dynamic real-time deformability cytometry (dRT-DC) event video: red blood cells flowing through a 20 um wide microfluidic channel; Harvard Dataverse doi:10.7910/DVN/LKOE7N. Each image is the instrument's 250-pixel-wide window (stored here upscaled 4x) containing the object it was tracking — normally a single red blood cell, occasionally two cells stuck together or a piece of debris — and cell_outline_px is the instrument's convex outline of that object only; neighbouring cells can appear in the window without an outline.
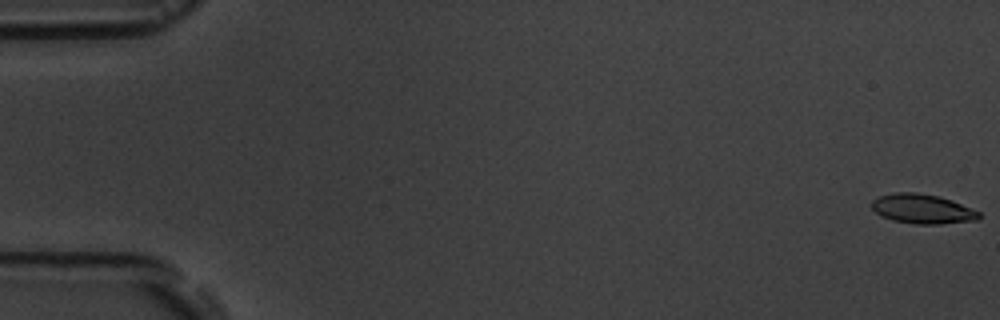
{"species": "common noctule bat (a hibernating species)", "species_latin": "Nyctalus noctula", "temperature_condition": "room temperature", "stored_images_in_passage": 5, "camera_frame_rate_fps": 3000, "um_per_image_px": 0.085, "animal": {"sex": "male", "body_mass_g": 19.5, "forearm_length_mm": 54.6}, "frame": {"image": 1, "passage_image": 1, "time_ms": 0.0, "image_size_px": [1000, 320], "cell_outline_px": [[980, 220], [940, 224], [916, 224], [892, 220], [880, 216], [872, 208], [872, 200], [880, 196], [892, 192], [916, 192], [940, 196], [952, 200], [972, 208], [980, 212]], "centroid_in_image_um": [78.42, 17.75], "position_along_channel_um": 6.6, "area_um2": 18.67}}
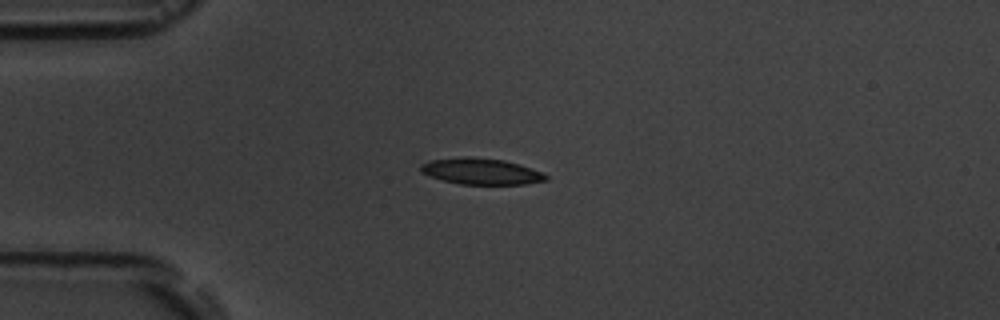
{"frame": {"image": 2, "passage_image": 5, "time_ms": 4.667, "image_size_px": [1000, 320], "cell_outline_px": [[548, 180], [528, 184], [460, 184], [444, 180], [420, 172], [420, 164], [428, 160], [460, 156], [472, 156], [504, 160], [540, 172], [548, 176]], "centroid_in_image_um": [40.84, 14.55], "position_along_channel_um": 44.2, "area_um2": 19.07}}